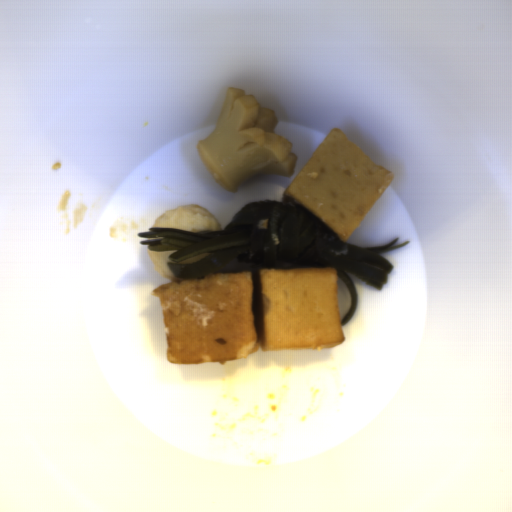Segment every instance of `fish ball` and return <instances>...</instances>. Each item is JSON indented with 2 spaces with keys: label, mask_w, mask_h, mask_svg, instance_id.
Instances as JSON below:
<instances>
[{
  "label": "fish ball",
  "mask_w": 512,
  "mask_h": 512,
  "mask_svg": "<svg viewBox=\"0 0 512 512\" xmlns=\"http://www.w3.org/2000/svg\"><path fill=\"white\" fill-rule=\"evenodd\" d=\"M176 250L149 251L155 273L169 279L159 298L170 364L220 365L258 351L337 347L346 338L333 267L243 270L177 278Z\"/></svg>",
  "instance_id": "29854b86"
},
{
  "label": "fish ball",
  "mask_w": 512,
  "mask_h": 512,
  "mask_svg": "<svg viewBox=\"0 0 512 512\" xmlns=\"http://www.w3.org/2000/svg\"><path fill=\"white\" fill-rule=\"evenodd\" d=\"M395 179L338 127H332L293 180L283 202L322 219L344 242Z\"/></svg>",
  "instance_id": "53f4d19a"
},
{
  "label": "fish ball",
  "mask_w": 512,
  "mask_h": 512,
  "mask_svg": "<svg viewBox=\"0 0 512 512\" xmlns=\"http://www.w3.org/2000/svg\"><path fill=\"white\" fill-rule=\"evenodd\" d=\"M151 227L179 228L186 231H222V225L217 218L198 203L180 205L174 209L166 210L164 214L156 217Z\"/></svg>",
  "instance_id": "745d8928"
},
{
  "label": "fish ball",
  "mask_w": 512,
  "mask_h": 512,
  "mask_svg": "<svg viewBox=\"0 0 512 512\" xmlns=\"http://www.w3.org/2000/svg\"><path fill=\"white\" fill-rule=\"evenodd\" d=\"M208 254H210V253H206V252H205V253H202V254H198V255L193 256V257H191V258H189V259H187V260H184V261H182V262L196 263V262H198L199 260H201L202 258H204L205 256H207Z\"/></svg>",
  "instance_id": "b283a14b"
}]
</instances>
